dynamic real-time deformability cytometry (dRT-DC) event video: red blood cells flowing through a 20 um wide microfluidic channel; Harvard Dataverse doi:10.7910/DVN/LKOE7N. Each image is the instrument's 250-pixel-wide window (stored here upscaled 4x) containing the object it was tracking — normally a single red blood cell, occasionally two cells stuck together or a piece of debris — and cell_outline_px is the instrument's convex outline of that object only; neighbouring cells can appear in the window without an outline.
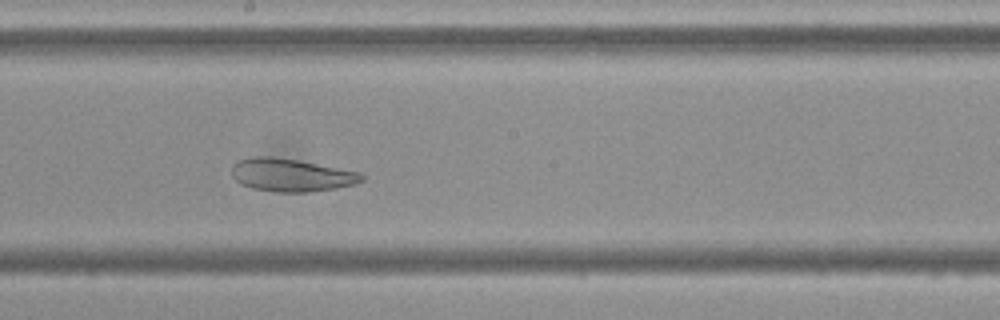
{"species": "Egyptian fruit bat (a non-hibernating species)", "species_latin": "Rousettus aegyptiacus", "temperature_condition": "cold", "stored_images_in_passage": 51, "camera_frame_rate_fps": 3000, "um_per_image_px": 0.085, "frame": {"image": 1, "passage_image": 26, "time_ms": 8.333, "image_size_px": [1000, 320], "cell_outline_px": [[364, 180], [356, 184], [336, 188], [308, 192], [276, 192], [252, 188], [240, 184], [232, 176], [232, 164], [236, 160], [252, 156], [272, 156], [296, 160], [360, 172], [364, 176]], "centroid_in_image_um": [24.72, 14.88], "position_along_channel_um": 223.5, "area_um2": 25.03}}
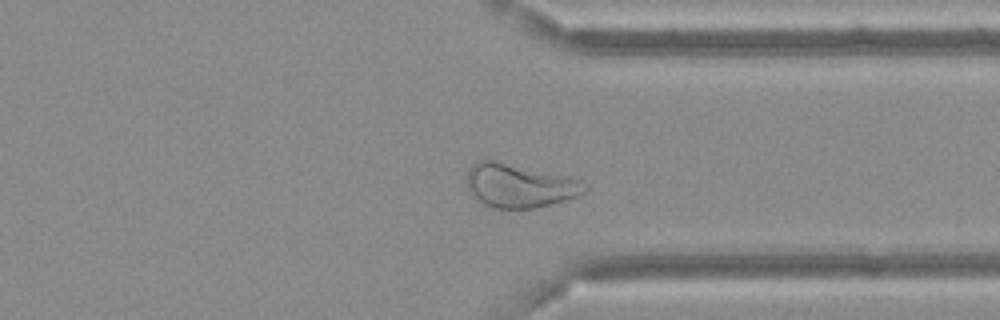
{"frame": {"image": 2, "passage_image": 38, "time_ms": 12.333, "image_size_px": [1000, 320], "cell_outline_px": [[588, 188], [584, 192], [576, 196], [564, 200], [532, 208], [496, 208], [484, 204], [472, 196], [468, 188], [468, 168], [472, 164], [480, 160], [492, 160], [568, 176], [580, 180], [588, 184]], "centroid_in_image_um": [44.15, 15.77], "position_along_channel_um": 367.3, "area_um2": 29.65}}
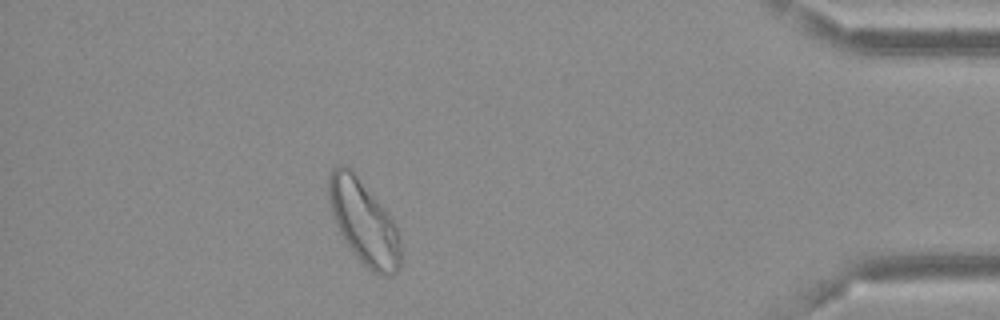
{"frame": {"image": 3, "passage_image": 45, "time_ms": 14.667, "image_size_px": [1000, 320], "cell_outline_px": [[400, 268], [396, 272], [388, 276], [380, 276], [372, 272], [356, 256], [340, 232], [332, 216], [328, 196], [328, 172], [332, 168], [340, 164], [344, 164], [352, 168], [388, 212], [396, 224], [400, 236]], "centroid_in_image_um": [30.92, 18.84], "position_along_channel_um": 404.3, "area_um2": 35.55}}